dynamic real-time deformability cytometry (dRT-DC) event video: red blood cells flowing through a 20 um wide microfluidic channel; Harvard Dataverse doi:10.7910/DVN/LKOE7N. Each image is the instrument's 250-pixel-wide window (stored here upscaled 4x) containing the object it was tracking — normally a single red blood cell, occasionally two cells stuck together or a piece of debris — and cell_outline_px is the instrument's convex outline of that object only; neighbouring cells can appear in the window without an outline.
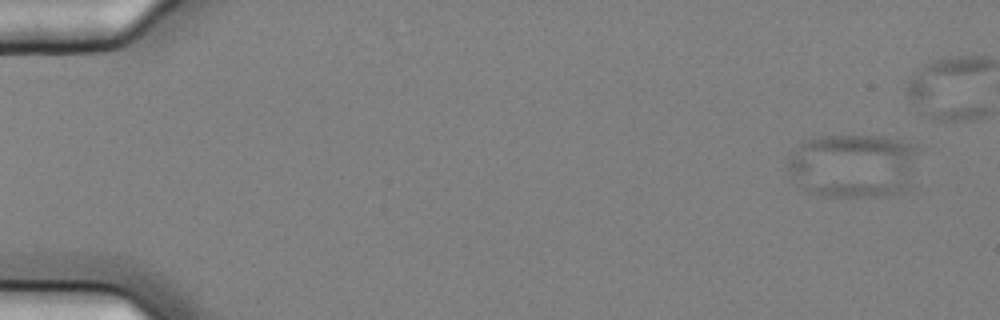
{"species": "common noctule bat (a hibernating species)", "species_latin": "Nyctalus noctula", "temperature_condition": "cold", "stored_images_in_passage": 17, "camera_frame_rate_fps": 3000, "um_per_image_px": 0.085, "animal": {"sex": "female", "body_mass_g": 25.1}, "frame": {"image": 1, "passage_image": 1, "time_ms": 0.0, "image_size_px": [1000, 320], "cell_outline_px": [[920, 148], [908, 188], [896, 192], [876, 196], [832, 196], [808, 192], [792, 176], [784, 164], [788, 156], [804, 140], [820, 136], [884, 136], [900, 140], [912, 144]], "centroid_in_image_um": [72.51, 14.05], "position_along_channel_um": 12.5, "area_um2": 48.84}}